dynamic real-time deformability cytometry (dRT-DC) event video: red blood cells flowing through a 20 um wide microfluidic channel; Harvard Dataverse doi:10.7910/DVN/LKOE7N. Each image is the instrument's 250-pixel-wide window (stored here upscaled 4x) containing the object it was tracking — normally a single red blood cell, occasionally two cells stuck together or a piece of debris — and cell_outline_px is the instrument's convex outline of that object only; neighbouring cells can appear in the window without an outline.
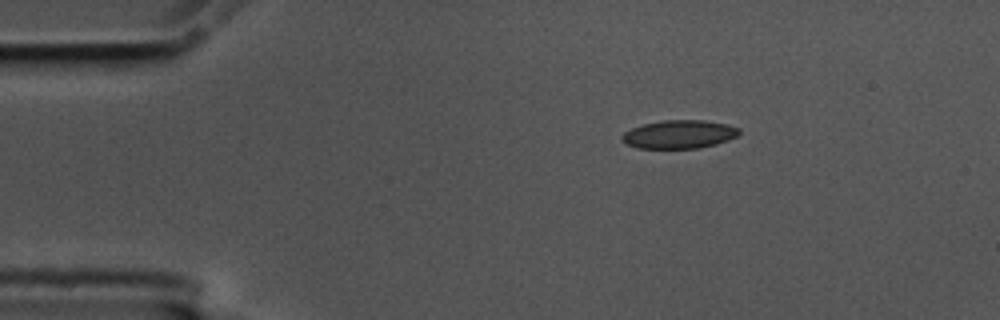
{"species": "common noctule bat (a hibernating species)", "species_latin": "Nyctalus noctula", "temperature_condition": "cold", "stored_images_in_passage": 48, "camera_frame_rate_fps": 3000, "um_per_image_px": 0.085, "animal": {"sex": "male", "body_mass_g": 17.5, "forearm_length_mm": 52.3}, "frame": {"image": 1, "passage_image": 1, "time_ms": 0.0, "image_size_px": [1000, 320], "cell_outline_px": [[740, 132], [736, 136], [728, 140], [716, 144], [700, 148], [636, 148], [624, 144], [620, 140], [620, 136], [624, 132], [632, 128], [644, 124], [664, 120], [704, 120], [724, 124], [740, 128]], "centroid_in_image_um": [57.68, 11.42], "position_along_channel_um": 27.3, "area_um2": 19.42}}
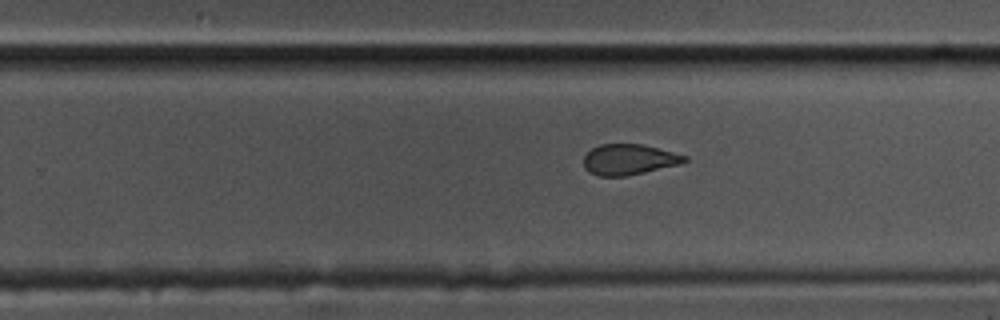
{"frame": {"image": 2, "passage_image": 27, "time_ms": 8.667, "image_size_px": [1000, 320], "cell_outline_px": [[688, 160], [680, 164], [644, 172], [624, 176], [600, 176], [588, 172], [584, 168], [584, 156], [592, 148], [600, 144], [644, 144], [688, 156]], "centroid_in_image_um": [53.46, 13.55], "position_along_channel_um": 276.3, "area_um2": 18.03}}
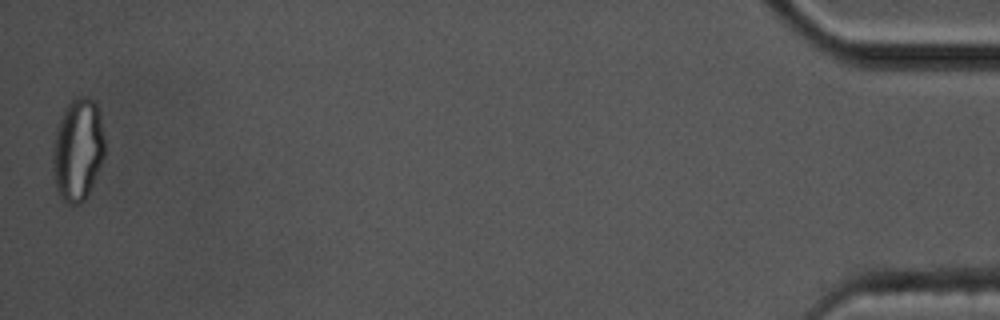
{"frame": {"image": 3, "passage_image": 48, "time_ms": 15.667, "image_size_px": [1000, 320], "cell_outline_px": [[104, 156], [88, 196], [80, 204], [68, 204], [60, 196], [56, 188], [52, 172], [52, 148], [56, 128], [60, 116], [64, 108], [76, 96], [88, 96], [96, 104], [104, 136]], "centroid_in_image_um": [6.58, 12.73], "position_along_channel_um": 428.6, "area_um2": 31.27}, "authors_computed_cell_mechanics": {"area_um2": 19.4786, "velocity_mm_per_s": 3.5222, "shape_relaxation_time_tau1_ms": 11.3794, "shape_relaxation_time_tau2_ms": 1.9702, "deformation_change_tau1": 0.193, "deformation_change_tau2": 0.0734}}